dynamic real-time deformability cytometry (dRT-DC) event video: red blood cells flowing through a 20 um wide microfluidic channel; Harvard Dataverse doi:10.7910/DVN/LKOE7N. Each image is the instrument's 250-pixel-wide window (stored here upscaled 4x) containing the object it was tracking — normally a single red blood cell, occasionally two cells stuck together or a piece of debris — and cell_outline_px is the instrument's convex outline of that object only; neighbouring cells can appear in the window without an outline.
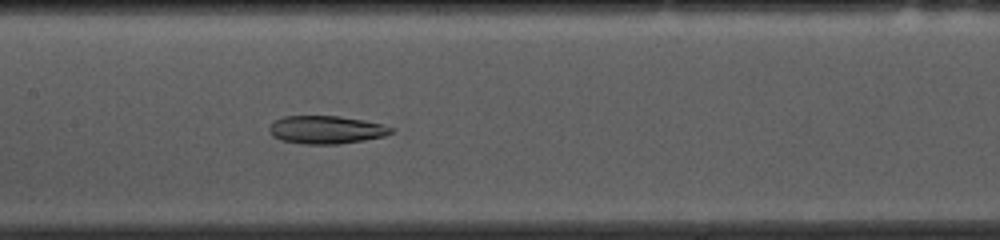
{"species": "common noctule bat (a hibernating species)", "species_latin": "Nyctalus noctula", "temperature_condition": "cold", "stored_images_in_passage": 53, "camera_frame_rate_fps": 3000, "um_per_image_px": 0.085, "animal": {"sex": "female", "body_mass_g": 10.0, "forearm_length_mm": 53.1}, "frame": {"image": 1, "passage_image": 24, "time_ms": 7.667, "image_size_px": [1000, 240], "cell_outline_px": [[396, 128], [392, 132], [384, 136], [364, 140], [340, 144], [304, 144], [280, 140], [272, 136], [268, 132], [268, 128], [276, 120], [284, 116], [340, 116], [364, 120], [384, 124]], "centroid_in_image_um": [27.74, 11.03], "position_along_channel_um": 179.7, "area_um2": 20.06}}
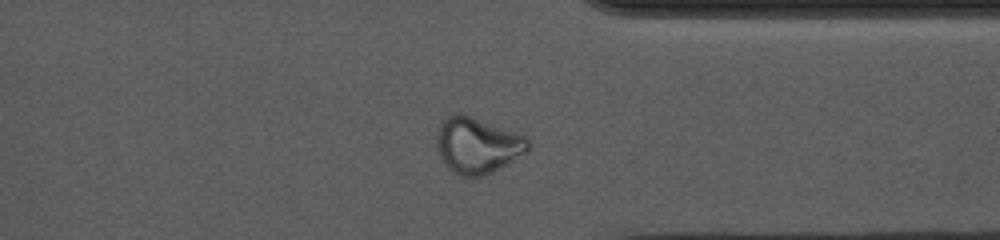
{"frame": {"image": 2, "passage_image": 40, "time_ms": 13.0, "image_size_px": [1000, 240], "cell_outline_px": [[528, 152], [492, 172], [484, 176], [460, 176], [452, 172], [444, 164], [436, 148], [436, 132], [440, 120], [456, 112], [460, 112], [528, 136]], "centroid_in_image_um": [40.54, 12.33], "position_along_channel_um": 370.9, "area_um2": 30.29}}
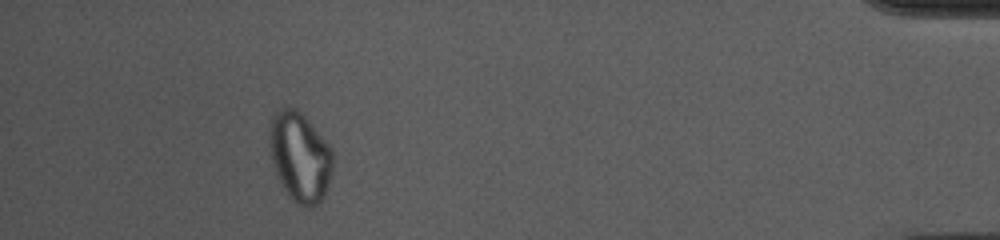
{"frame": {"image": 3, "passage_image": 48, "time_ms": 15.667, "image_size_px": [1000, 240], "cell_outline_px": [[332, 172], [328, 188], [320, 204], [296, 204], [288, 196], [276, 172], [272, 160], [268, 144], [268, 128], [272, 116], [276, 112], [284, 108], [296, 108], [308, 120], [332, 148]], "centroid_in_image_um": [25.48, 13.32], "position_along_channel_um": 409.7, "area_um2": 32.95}, "authors_computed_cell_mechanics": {"area_um2": 24.5072, "velocity_mm_per_s": 3.6634, "shape_relaxation_time_tau1_ms": null, "shape_relaxation_time_tau2_ms": 4.5887, "deformation_change_tau1": null, "deformation_change_tau2": 0.1183}}